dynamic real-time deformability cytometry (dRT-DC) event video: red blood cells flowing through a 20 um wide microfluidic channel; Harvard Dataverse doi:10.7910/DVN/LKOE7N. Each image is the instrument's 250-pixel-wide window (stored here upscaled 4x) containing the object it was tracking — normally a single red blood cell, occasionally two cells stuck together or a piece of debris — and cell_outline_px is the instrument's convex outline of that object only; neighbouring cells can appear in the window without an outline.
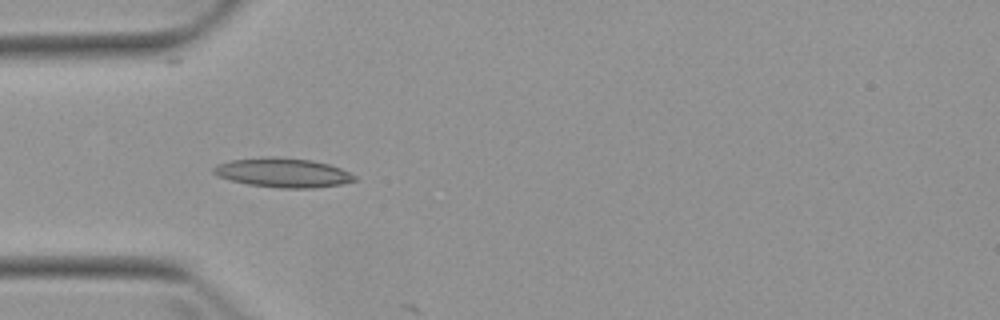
{"species": "Egyptian fruit bat (a non-hibernating species)", "species_latin": "Rousettus aegyptiacus", "temperature_condition": "warm", "stored_images_in_passage": 7, "camera_frame_rate_fps": 3000, "um_per_image_px": 0.085, "animal": {"sex": "female"}, "frame": {"image": 1, "passage_image": 5, "time_ms": 4.667, "image_size_px": [1000, 320], "cell_outline_px": [[356, 180], [340, 184], [312, 188], [280, 188], [248, 184], [216, 176], [212, 172], [212, 168], [216, 164], [232, 160], [264, 156], [276, 156], [312, 160], [328, 164], [340, 168], [356, 176]], "centroid_in_image_um": [24.0, 14.66], "position_along_channel_um": 61.0, "area_um2": 24.1}}
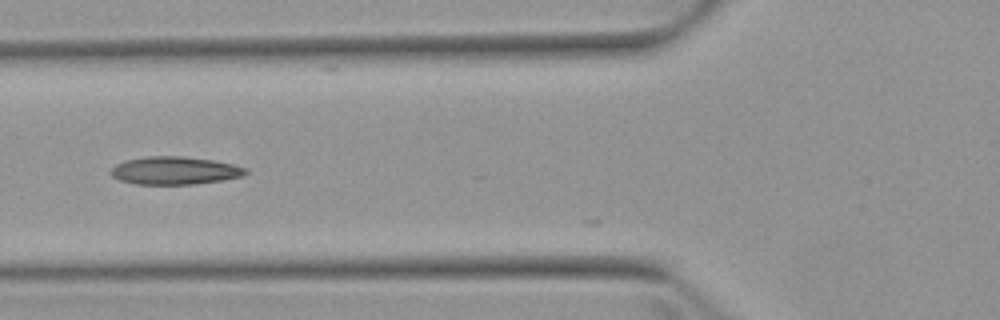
{"frame": {"image": 2, "passage_image": 6, "time_ms": 6.0, "image_size_px": [1000, 320], "cell_outline_px": [[248, 172], [244, 176], [196, 184], [136, 184], [120, 180], [112, 176], [112, 168], [116, 164], [124, 160], [148, 156], [184, 156], [212, 160], [232, 164], [248, 168]], "centroid_in_image_um": [14.87, 14.49], "position_along_channel_um": 110.9, "area_um2": 21.85}}